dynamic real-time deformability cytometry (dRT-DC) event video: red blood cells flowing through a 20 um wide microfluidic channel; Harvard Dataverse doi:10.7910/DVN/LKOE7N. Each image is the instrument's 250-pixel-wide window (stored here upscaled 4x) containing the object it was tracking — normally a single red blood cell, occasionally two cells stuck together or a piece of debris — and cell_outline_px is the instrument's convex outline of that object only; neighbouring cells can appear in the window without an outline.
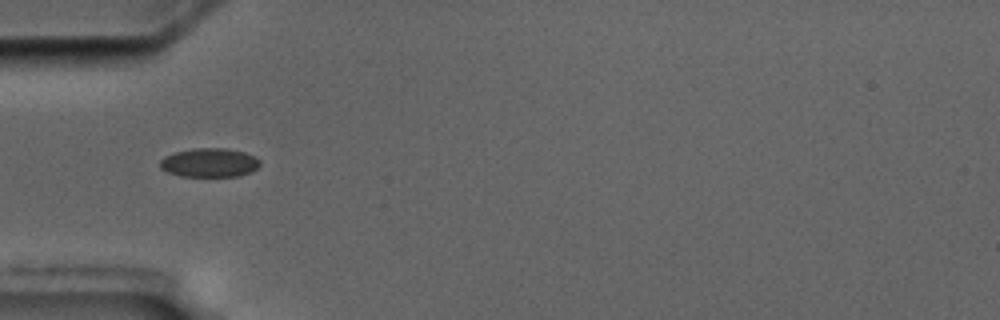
{"species": "common noctule bat (a hibernating species)", "species_latin": "Nyctalus noctula", "temperature_condition": "cold", "stored_images_in_passage": 7, "camera_frame_rate_fps": 3000, "um_per_image_px": 0.085, "animal": {"sex": "male", "body_mass_g": 17.5, "forearm_length_mm": 52.3}, "frame": {"image": 1, "passage_image": 4, "time_ms": 3.667, "image_size_px": [1000, 320], "cell_outline_px": [[260, 164], [252, 172], [240, 176], [180, 176], [168, 172], [160, 168], [160, 160], [164, 156], [176, 152], [196, 148], [228, 148], [244, 152], [260, 160]], "centroid_in_image_um": [17.8, 13.83], "position_along_channel_um": 67.2, "area_um2": 16.82}}
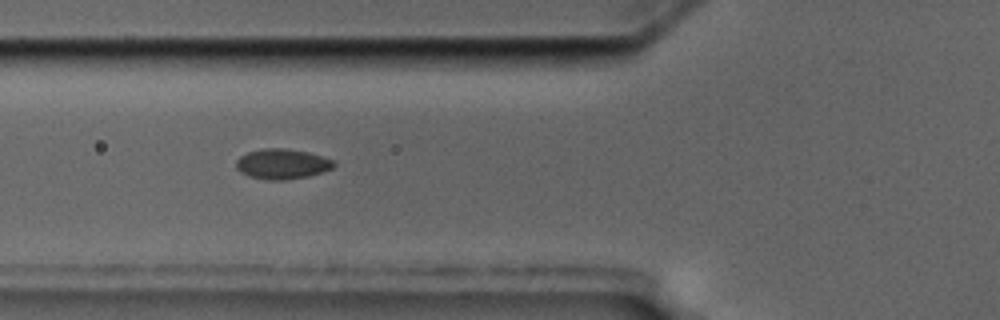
{"frame": {"image": 2, "passage_image": 5, "time_ms": 4.667, "image_size_px": [1000, 320], "cell_outline_px": [[336, 164], [332, 168], [308, 176], [284, 180], [268, 180], [248, 176], [240, 172], [236, 168], [236, 160], [240, 156], [248, 152], [264, 148], [288, 148], [308, 152], [336, 160]], "centroid_in_image_um": [23.98, 13.93], "position_along_channel_um": 101.8, "area_um2": 17.28}}
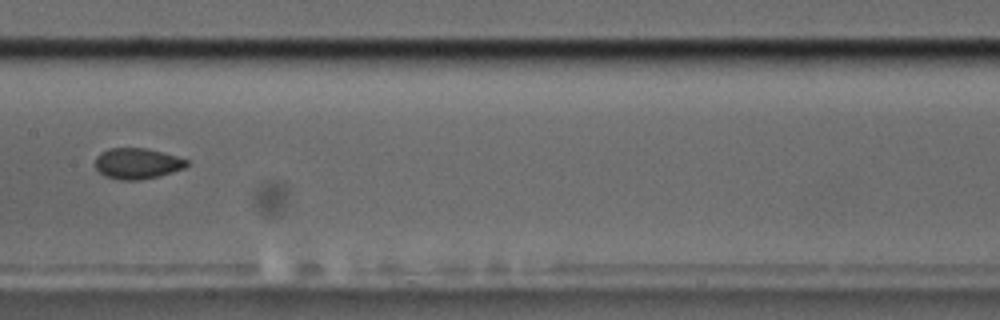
{"frame": {"image": 3, "passage_image": 7, "time_ms": 7.333, "image_size_px": [1000, 320], "cell_outline_px": [[188, 164], [184, 168], [160, 176], [140, 180], [120, 180], [104, 176], [96, 168], [96, 156], [100, 152], [108, 148], [144, 148], [176, 156], [188, 160]], "centroid_in_image_um": [11.64, 13.9], "position_along_channel_um": 195.8, "area_um2": 16.42}}